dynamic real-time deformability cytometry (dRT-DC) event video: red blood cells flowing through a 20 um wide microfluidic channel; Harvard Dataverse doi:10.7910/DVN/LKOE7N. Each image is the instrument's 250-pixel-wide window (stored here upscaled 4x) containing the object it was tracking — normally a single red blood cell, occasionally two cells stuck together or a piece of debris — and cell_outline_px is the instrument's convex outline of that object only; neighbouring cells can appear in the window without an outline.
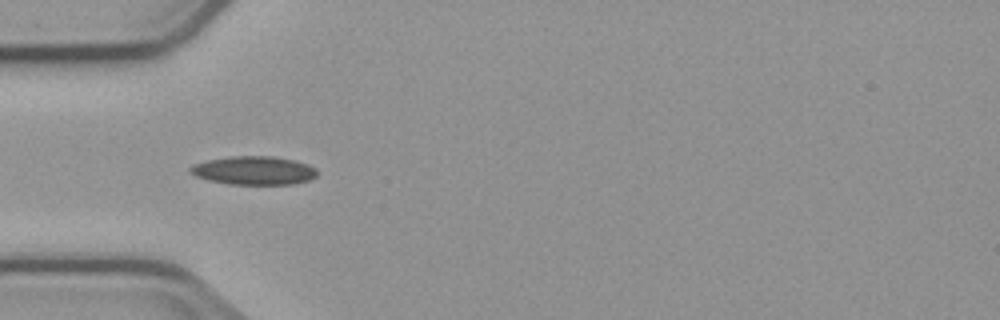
{"species": "common noctule bat (a hibernating species)", "species_latin": "Nyctalus noctula", "temperature_condition": "cold", "stored_images_in_passage": 3, "camera_frame_rate_fps": 3000, "um_per_image_px": 0.085, "animal": {"sex": "male", "body_mass_g": 23.1, "forearm_length_mm": 52.7}, "frame": {"image": 1, "passage_image": 2, "time_ms": 2.0, "image_size_px": [1000, 320], "cell_outline_px": [[316, 176], [308, 180], [292, 184], [228, 184], [208, 180], [196, 176], [188, 172], [188, 168], [192, 164], [208, 160], [232, 156], [272, 156], [296, 160], [308, 164], [316, 168]], "centroid_in_image_um": [21.55, 14.48], "position_along_channel_um": 63.4, "area_um2": 21.15}}
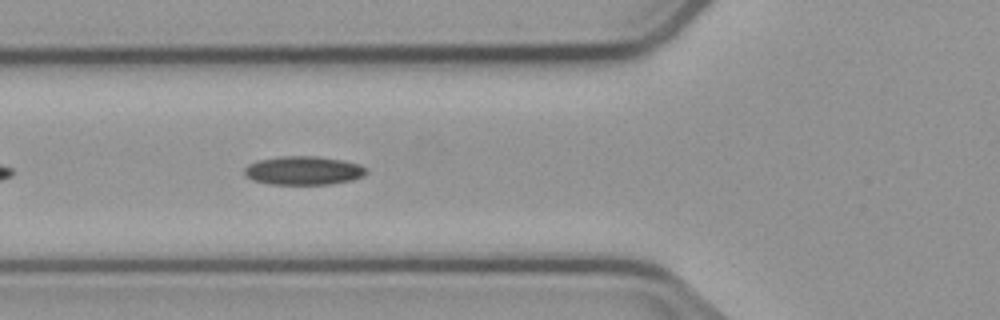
{"frame": {"image": 2, "passage_image": 3, "time_ms": 3.0, "image_size_px": [1000, 320], "cell_outline_px": [[368, 172], [364, 176], [352, 180], [332, 184], [268, 184], [252, 180], [244, 176], [244, 168], [248, 164], [256, 160], [280, 156], [316, 156], [340, 160], [360, 164], [368, 168]], "centroid_in_image_um": [25.78, 14.5], "position_along_channel_um": 100.0, "area_um2": 20.63}}